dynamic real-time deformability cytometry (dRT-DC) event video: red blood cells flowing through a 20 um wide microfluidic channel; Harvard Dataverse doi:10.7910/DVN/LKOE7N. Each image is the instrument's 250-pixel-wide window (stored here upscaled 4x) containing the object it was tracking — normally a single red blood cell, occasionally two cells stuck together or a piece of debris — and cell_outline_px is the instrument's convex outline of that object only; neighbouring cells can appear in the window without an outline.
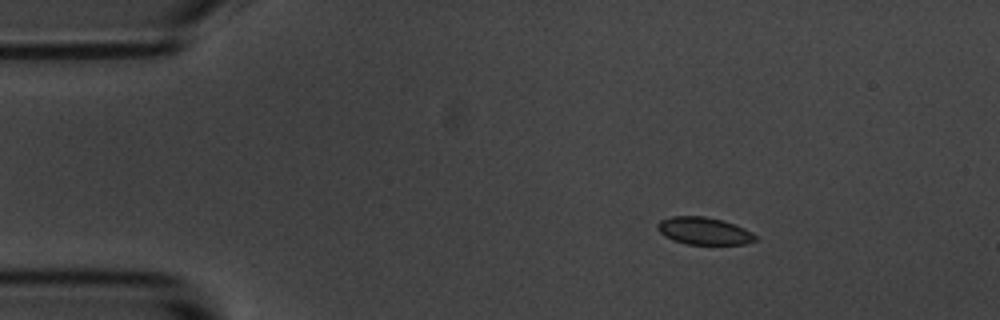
{"species": "common noctule bat (a hibernating species)", "species_latin": "Nyctalus noctula", "temperature_condition": "room temperature", "stored_images_in_passage": 5, "camera_frame_rate_fps": 3000, "um_per_image_px": 0.085, "animal": {"sex": "male", "body_mass_g": 20.1, "forearm_length_mm": 53.5}, "frame": {"image": 1, "passage_image": 2, "time_ms": 1.0, "image_size_px": [1000, 320], "cell_outline_px": [[756, 240], [744, 244], [688, 244], [672, 240], [664, 236], [656, 228], [656, 224], [660, 220], [672, 216], [704, 216], [724, 220], [744, 228], [752, 232], [756, 236]], "centroid_in_image_um": [59.81, 19.62], "position_along_channel_um": 25.2, "area_um2": 15.66}}